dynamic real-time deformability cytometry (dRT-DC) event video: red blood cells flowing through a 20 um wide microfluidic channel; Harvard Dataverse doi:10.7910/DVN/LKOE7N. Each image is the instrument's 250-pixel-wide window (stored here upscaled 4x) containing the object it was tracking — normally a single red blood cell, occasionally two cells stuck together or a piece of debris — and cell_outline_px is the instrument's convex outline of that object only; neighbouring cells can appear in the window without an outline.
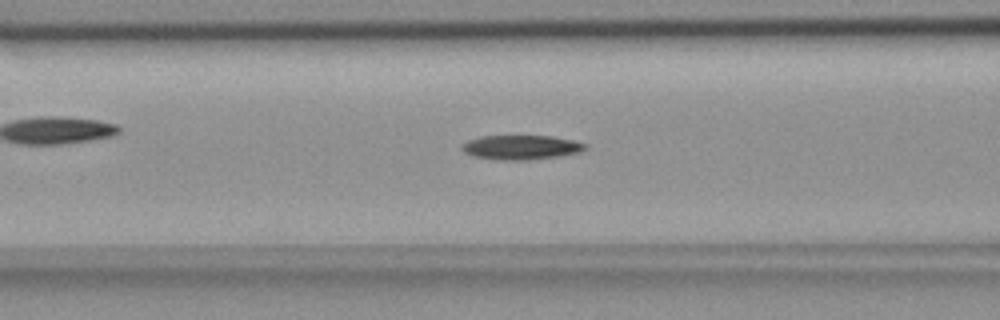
{"species": "common noctule bat (a hibernating species)", "species_latin": "Nyctalus noctula", "temperature_condition": "room temperature", "stored_images_in_passage": 55, "segment_of_instrument_passage": [1, 2], "camera_frame_rate_fps": 3000, "um_per_image_px": 0.085, "animal": {"sex": "female", "body_mass_g": 18.4}, "frame": {"image": 1, "passage_image": 21, "time_ms": 6.667, "image_size_px": [1000, 320], "cell_outline_px": [[588, 148], [580, 152], [560, 156], [528, 160], [496, 160], [472, 156], [464, 152], [460, 148], [460, 144], [468, 140], [480, 136], [552, 136], [572, 140], [588, 144]], "centroid_in_image_um": [44.27, 12.53], "position_along_channel_um": 122.3, "area_um2": 17.8}}
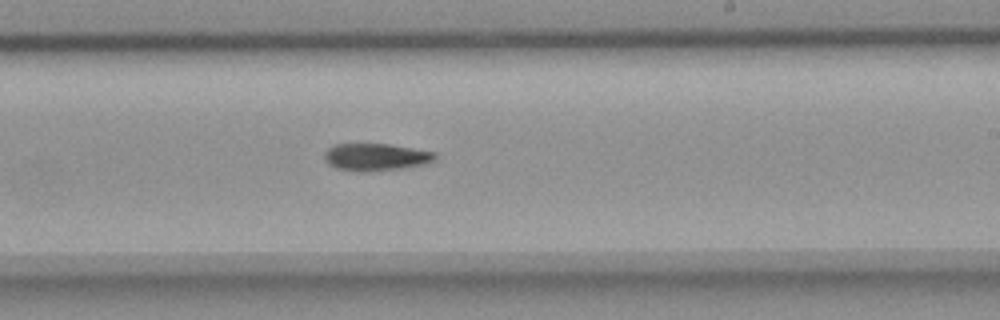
{"frame": {"image": 2, "passage_image": 32, "time_ms": 10.333, "image_size_px": [1000, 320], "cell_outline_px": [[436, 160], [424, 164], [400, 168], [368, 172], [356, 172], [336, 168], [328, 164], [324, 160], [324, 152], [332, 144], [388, 144], [436, 152]], "centroid_in_image_um": [31.9, 13.35], "position_along_channel_um": 257.1, "area_um2": 17.74}}
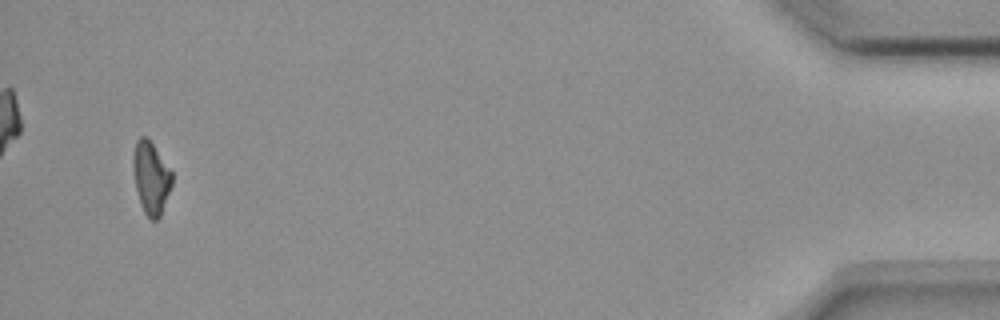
{"frame": {"image": 3, "passage_image": 52, "time_ms": 17.0, "image_size_px": [1000, 320], "cell_outline_px": [[172, 184], [160, 216], [156, 220], [152, 220], [144, 212], [140, 204], [136, 188], [132, 168], [132, 156], [136, 140], [140, 136], [144, 136], [152, 144], [172, 172]], "centroid_in_image_um": [12.81, 15.11], "position_along_channel_um": 422.4, "area_um2": 16.18}}